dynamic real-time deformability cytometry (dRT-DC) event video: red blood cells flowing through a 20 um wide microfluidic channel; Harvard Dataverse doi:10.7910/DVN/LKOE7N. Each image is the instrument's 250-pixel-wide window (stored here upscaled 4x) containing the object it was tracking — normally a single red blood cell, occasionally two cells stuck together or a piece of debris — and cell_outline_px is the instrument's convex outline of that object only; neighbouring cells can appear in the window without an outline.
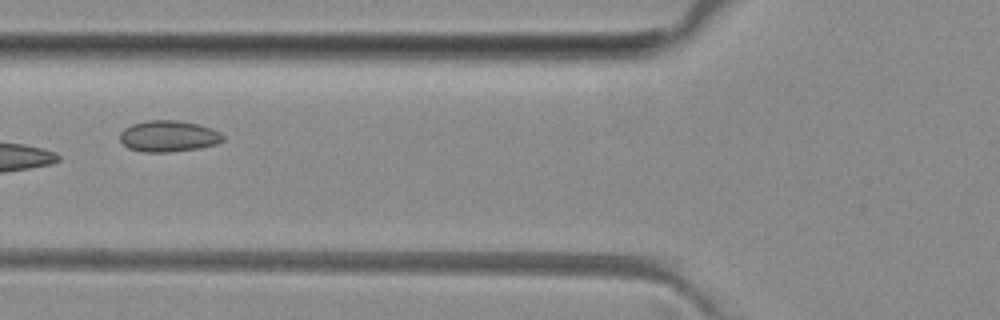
{"species": "common noctule bat (a hibernating species)", "species_latin": "Nyctalus noctula", "temperature_condition": "room temperature", "stored_images_in_passage": 8, "camera_frame_rate_fps": 3000, "um_per_image_px": 0.085, "animal": {"sex": "female", "body_mass_g": 29.2, "forearm_length_mm": 56.3}, "frame": {"image": 1, "passage_image": 6, "time_ms": 6.0, "image_size_px": [1000, 320], "cell_outline_px": [[224, 140], [216, 144], [196, 148], [168, 152], [144, 152], [128, 148], [120, 140], [120, 132], [124, 128], [132, 124], [148, 120], [176, 120], [196, 124], [220, 132], [224, 136]], "centroid_in_image_um": [14.29, 11.57], "position_along_channel_um": 111.5, "area_um2": 18.55}}
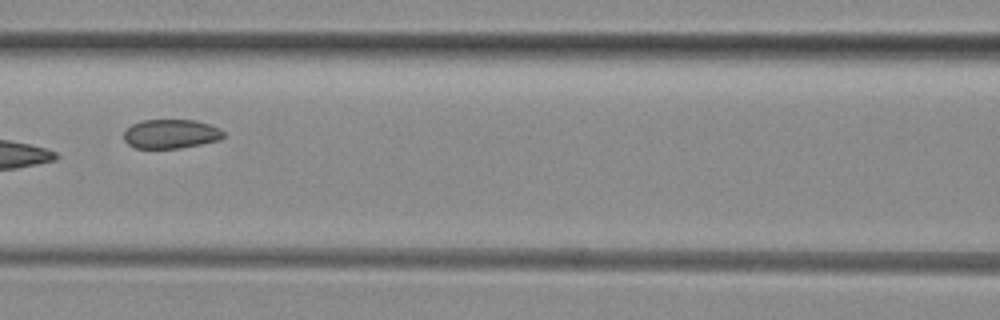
{"frame": {"image": 2, "passage_image": 7, "time_ms": 7.0, "image_size_px": [1000, 320], "cell_outline_px": [[224, 136], [220, 140], [180, 148], [136, 148], [128, 144], [124, 140], [124, 132], [132, 124], [140, 120], [196, 120], [220, 128], [224, 132]], "centroid_in_image_um": [14.53, 11.38], "position_along_channel_um": 152.1, "area_um2": 16.94}}
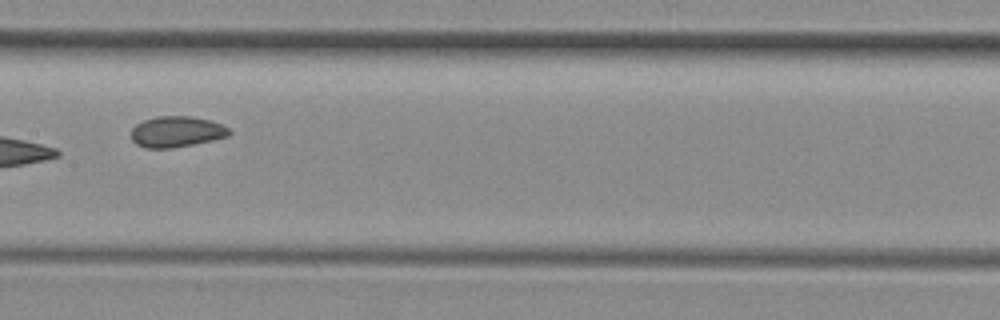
{"frame": {"image": 3, "passage_image": 8, "time_ms": 8.0, "image_size_px": [1000, 320], "cell_outline_px": [[232, 132], [228, 136], [212, 140], [172, 148], [144, 148], [136, 144], [132, 140], [132, 128], [136, 124], [144, 120], [156, 116], [188, 116], [208, 120], [220, 124], [228, 128]], "centroid_in_image_um": [14.98, 11.2], "position_along_channel_um": 192.4, "area_um2": 17.51}}